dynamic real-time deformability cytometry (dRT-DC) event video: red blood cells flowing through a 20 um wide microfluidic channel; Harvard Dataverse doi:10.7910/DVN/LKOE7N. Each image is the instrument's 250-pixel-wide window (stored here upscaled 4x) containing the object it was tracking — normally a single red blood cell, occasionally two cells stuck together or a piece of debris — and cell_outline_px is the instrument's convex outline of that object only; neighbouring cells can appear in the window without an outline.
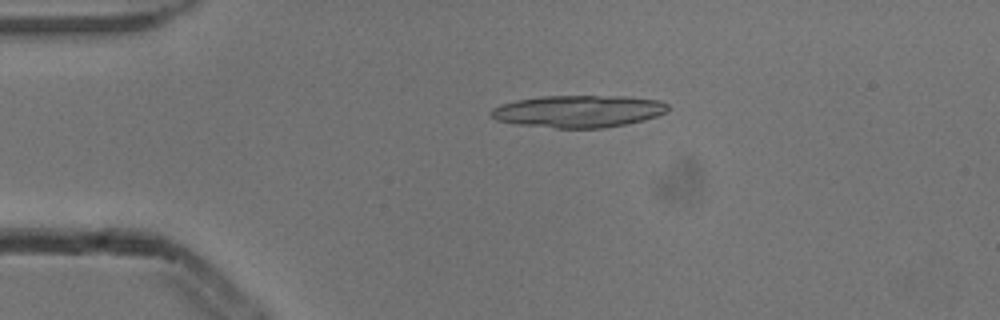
{"species": "common noctule bat (a hibernating species)", "species_latin": "Nyctalus noctula", "temperature_condition": "cold", "stored_images_in_passage": 4, "camera_frame_rate_fps": 3000, "um_per_image_px": 0.085, "animal": {"sex": "male", "body_mass_g": 13.3}, "frame": {"image": 1, "passage_image": 3, "time_ms": 0.667, "image_size_px": [1000, 320], "cell_outline_px": [[668, 108], [664, 112], [656, 116], [644, 120], [628, 124], [604, 128], [556, 128], [516, 124], [496, 120], [488, 112], [492, 108], [500, 104], [516, 100], [540, 96], [624, 96], [660, 100], [668, 104]], "centroid_in_image_um": [49.14, 9.46], "position_along_channel_um": 35.9, "area_um2": 33.35}}